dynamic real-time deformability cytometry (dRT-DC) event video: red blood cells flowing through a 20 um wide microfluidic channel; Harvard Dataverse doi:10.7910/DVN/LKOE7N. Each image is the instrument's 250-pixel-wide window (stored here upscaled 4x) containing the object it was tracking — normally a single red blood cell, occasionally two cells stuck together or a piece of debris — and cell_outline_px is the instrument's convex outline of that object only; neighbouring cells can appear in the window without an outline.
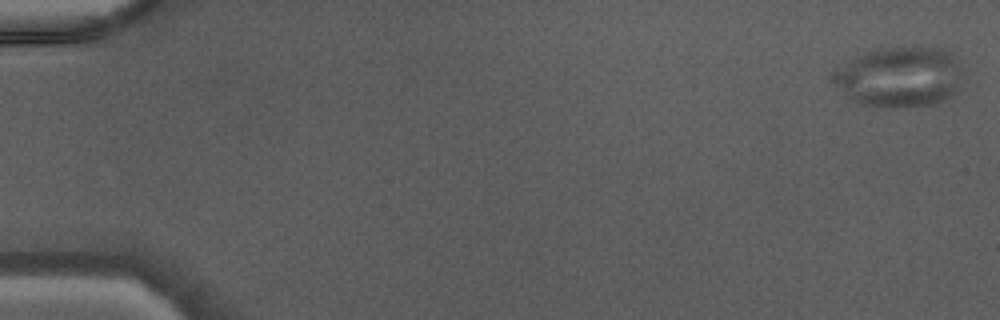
{"species": "Egyptian fruit bat (a non-hibernating species)", "species_latin": "Rousettus aegyptiacus", "temperature_condition": "warm", "stored_images_in_passage": 46, "camera_frame_rate_fps": 3000, "um_per_image_px": 0.085, "animal": {"sex": "male"}, "frame": {"image": 1, "passage_image": 1, "time_ms": 0.0, "image_size_px": [1000, 320], "cell_outline_px": [[964, 76], [956, 88], [944, 100], [936, 104], [892, 108], [880, 108], [864, 104], [852, 100], [844, 88], [840, 80], [840, 72], [852, 60], [868, 52], [880, 48], [940, 48], [952, 52], [964, 60]], "centroid_in_image_um": [76.73, 6.54], "position_along_channel_um": 8.3, "area_um2": 44.27}}
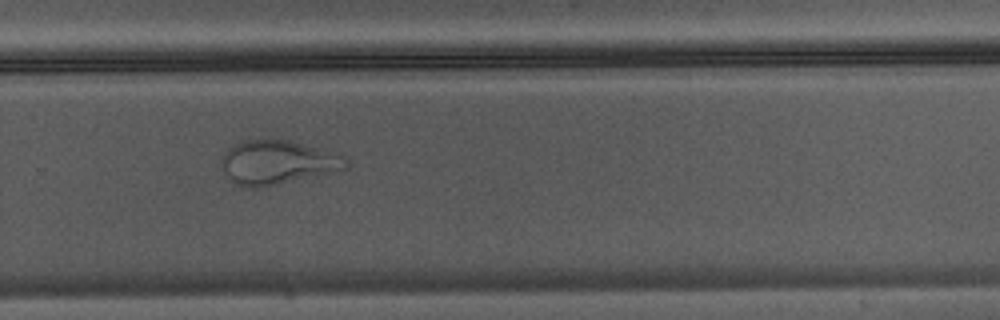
{"frame": {"image": 2, "passage_image": 32, "time_ms": 10.333, "image_size_px": [1000, 320], "cell_outline_px": [[348, 168], [260, 188], [244, 188], [228, 180], [224, 176], [220, 168], [220, 160], [224, 152], [228, 148], [244, 140], [288, 140], [336, 152], [344, 156], [348, 160]], "centroid_in_image_um": [23.52, 13.82], "position_along_channel_um": 306.3, "area_um2": 32.19}}
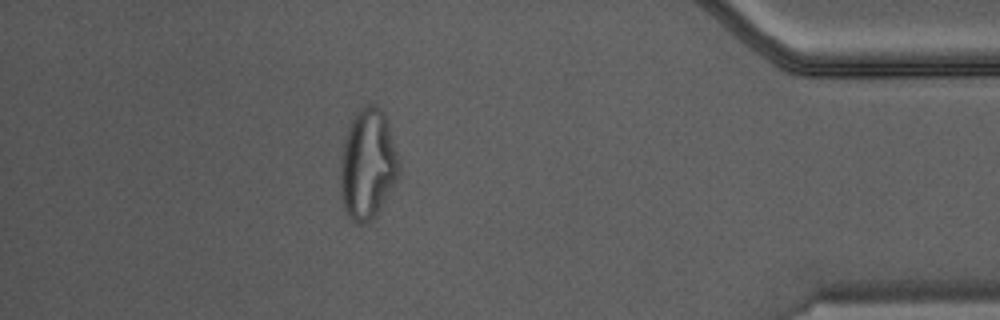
{"frame": {"image": 3, "passage_image": 41, "time_ms": 13.333, "image_size_px": [1000, 320], "cell_outline_px": [[400, 172], [396, 180], [376, 216], [372, 220], [364, 224], [360, 224], [352, 220], [348, 216], [344, 208], [340, 196], [340, 152], [344, 136], [348, 124], [352, 116], [364, 104], [376, 104], [380, 108], [388, 120], [400, 164]], "centroid_in_image_um": [31.23, 13.93], "position_along_channel_um": 404.0, "area_um2": 38.49}}